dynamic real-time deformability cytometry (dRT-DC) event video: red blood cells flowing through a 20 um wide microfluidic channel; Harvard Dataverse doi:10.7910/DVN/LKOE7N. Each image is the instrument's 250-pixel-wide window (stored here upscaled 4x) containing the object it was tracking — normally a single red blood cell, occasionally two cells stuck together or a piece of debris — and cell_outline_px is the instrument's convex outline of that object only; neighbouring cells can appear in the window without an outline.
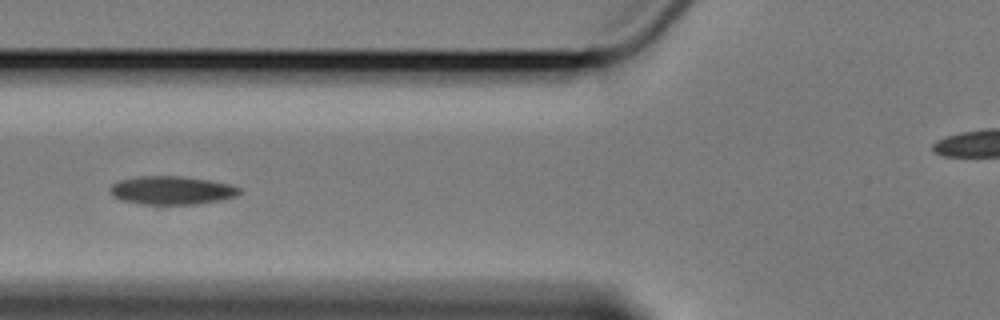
{"species": "Egyptian fruit bat (a non-hibernating species)", "species_latin": "Rousettus aegyptiacus", "temperature_condition": "cold", "stored_images_in_passage": 10, "camera_frame_rate_fps": 3000, "um_per_image_px": 0.085, "animal": {"sex": "female"}, "frame": {"image": 1, "passage_image": 5, "time_ms": 6.0, "image_size_px": [1000, 320], "cell_outline_px": [[240, 192], [236, 196], [220, 200], [196, 204], [160, 208], [120, 200], [112, 196], [112, 184], [120, 180], [136, 176], [180, 176], [208, 180], [232, 184], [240, 188]], "centroid_in_image_um": [14.58, 16.22], "position_along_channel_um": 111.2, "area_um2": 22.14}}
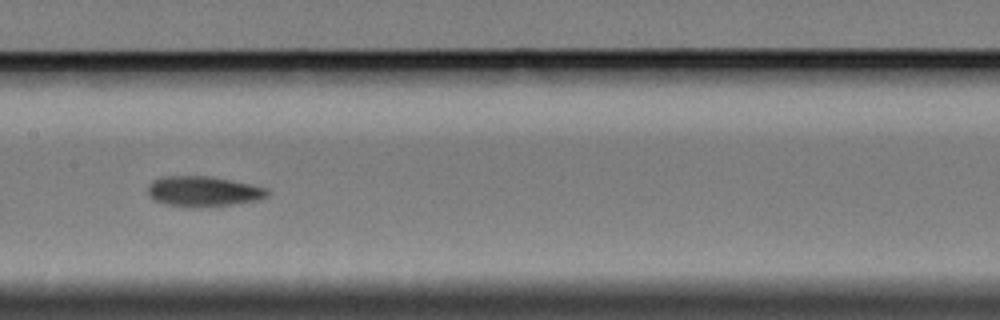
{"frame": {"image": 2, "passage_image": 7, "time_ms": 8.333, "image_size_px": [1000, 320], "cell_outline_px": [[268, 196], [260, 200], [220, 208], [184, 208], [164, 204], [152, 200], [148, 196], [148, 184], [152, 180], [168, 176], [208, 176], [232, 180], [268, 188]], "centroid_in_image_um": [17.29, 16.32], "position_along_channel_um": 190.1, "area_um2": 22.08}}
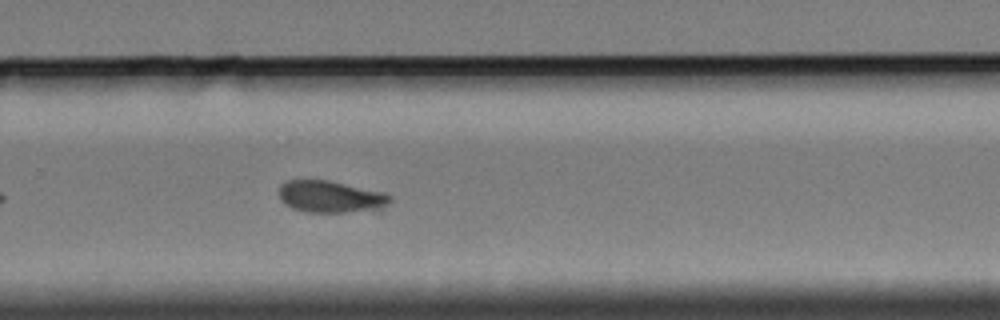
{"frame": {"image": 3, "passage_image": 10, "time_ms": 11.667, "image_size_px": [1000, 320], "cell_outline_px": [[392, 200], [380, 212], [300, 212], [284, 204], [280, 200], [280, 184], [288, 180], [328, 180], [384, 192], [392, 196]], "centroid_in_image_um": [28.17, 16.75], "position_along_channel_um": 301.6, "area_um2": 21.27}}